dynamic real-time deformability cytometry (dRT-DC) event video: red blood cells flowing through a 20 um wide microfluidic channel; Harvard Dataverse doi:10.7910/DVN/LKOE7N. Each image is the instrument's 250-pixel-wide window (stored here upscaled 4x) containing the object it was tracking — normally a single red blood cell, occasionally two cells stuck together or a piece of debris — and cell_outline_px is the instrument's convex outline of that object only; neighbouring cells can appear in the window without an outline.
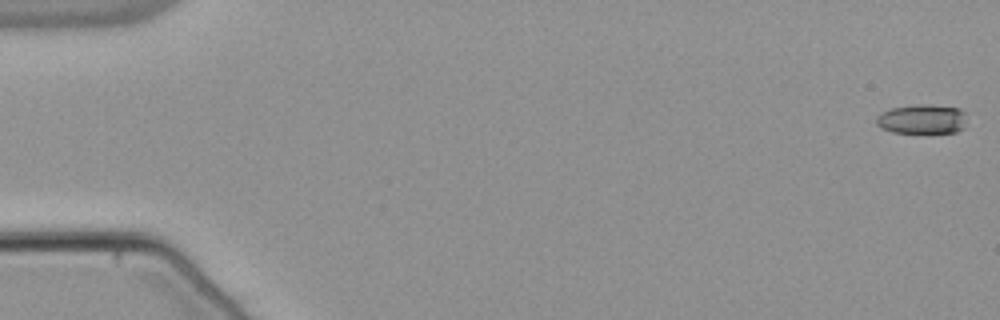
{"species": "common noctule bat (a hibernating species)", "species_latin": "Nyctalus noctula", "temperature_condition": "warm", "stored_images_in_passage": 55, "camera_frame_rate_fps": 3000, "um_per_image_px": 0.085, "animal": {"sex": "male", "body_mass_g": 21.5, "forearm_length_mm": 52.0}, "frame": {"image": 1, "passage_image": 1, "time_ms": 0.0, "image_size_px": [1000, 320], "cell_outline_px": [[964, 128], [956, 132], [892, 132], [880, 128], [876, 124], [876, 116], [880, 112], [892, 108], [920, 104], [928, 104], [960, 108], [964, 112]], "centroid_in_image_um": [78.34, 10.12], "position_along_channel_um": 6.7, "area_um2": 15.49}}
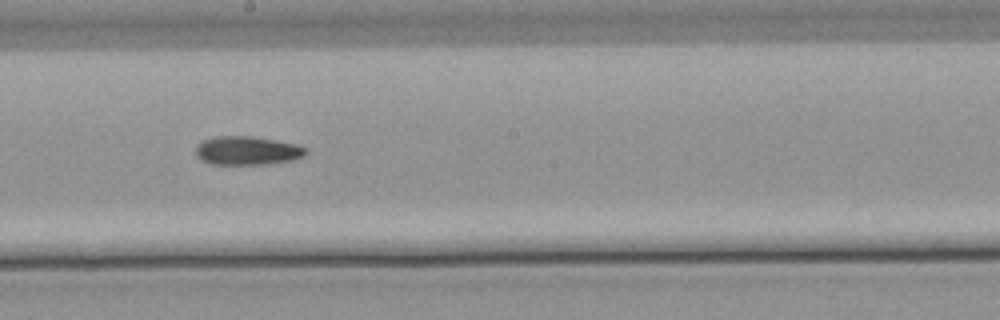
{"frame": {"image": 2, "passage_image": 31, "time_ms": 10.0, "image_size_px": [1000, 320], "cell_outline_px": [[308, 152], [304, 156], [292, 160], [268, 164], [212, 164], [200, 160], [196, 156], [196, 144], [212, 136], [252, 136], [296, 144], [308, 148]], "centroid_in_image_um": [21.0, 12.8], "position_along_channel_um": 227.2, "area_um2": 18.55}}
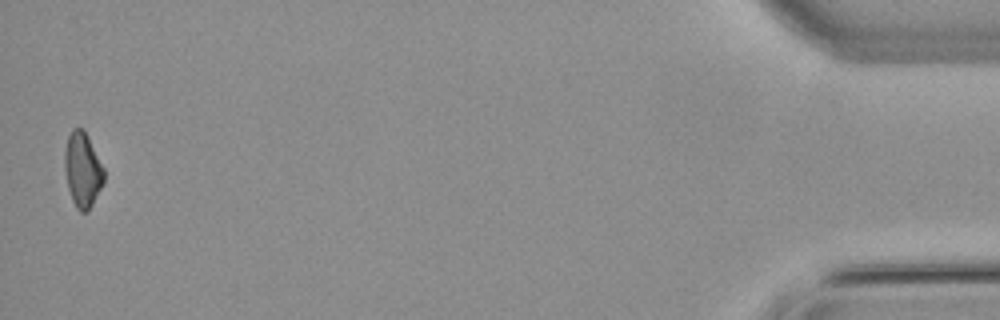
{"frame": {"image": 3, "passage_image": 54, "time_ms": 17.667, "image_size_px": [1000, 320], "cell_outline_px": [[104, 180], [88, 212], [80, 212], [76, 208], [72, 200], [68, 188], [64, 168], [64, 152], [68, 136], [72, 128], [84, 128], [104, 168]], "centroid_in_image_um": [7.0, 14.41], "position_along_channel_um": 428.2, "area_um2": 17.17}}